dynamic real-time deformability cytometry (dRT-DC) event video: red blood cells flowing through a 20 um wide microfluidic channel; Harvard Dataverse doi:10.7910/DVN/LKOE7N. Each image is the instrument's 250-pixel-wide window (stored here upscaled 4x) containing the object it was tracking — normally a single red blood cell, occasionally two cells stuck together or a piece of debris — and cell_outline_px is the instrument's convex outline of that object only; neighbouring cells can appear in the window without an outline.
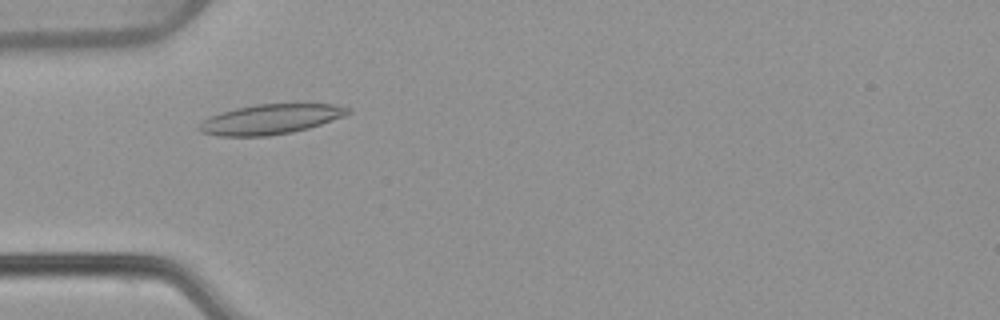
{"species": "common noctule bat (a hibernating species)", "species_latin": "Nyctalus noctula", "temperature_condition": "warm", "stored_images_in_passage": 49, "camera_frame_rate_fps": 3000, "um_per_image_px": 0.085, "animal": {"sex": "female", "body_mass_g": 22.7, "forearm_length_mm": 54.2}, "frame": {"image": 1, "passage_image": 13, "time_ms": 4.0, "image_size_px": [1000, 320], "cell_outline_px": [[352, 112], [344, 116], [308, 128], [292, 132], [268, 136], [216, 136], [200, 132], [196, 128], [204, 120], [212, 116], [236, 108], [256, 104], [332, 104], [352, 108]], "centroid_in_image_um": [23.01, 10.14], "position_along_channel_um": 62.0, "area_um2": 25.78}}
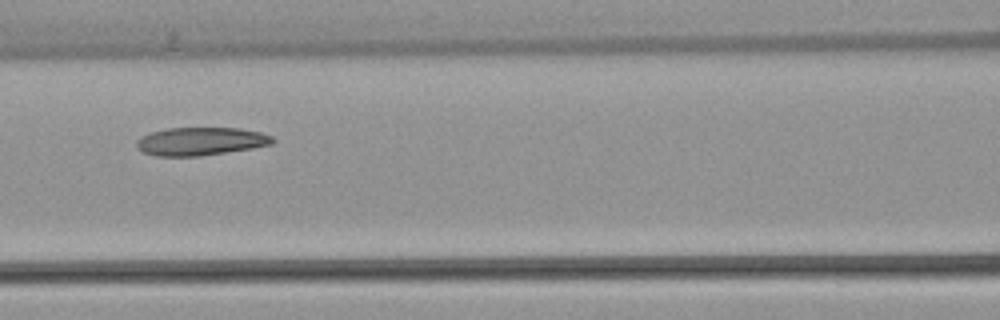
{"frame": {"image": 2, "passage_image": 20, "time_ms": 6.333, "image_size_px": [1000, 320], "cell_outline_px": [[276, 140], [272, 144], [252, 148], [200, 156], [156, 156], [144, 152], [136, 148], [136, 140], [152, 132], [168, 128], [240, 128], [260, 132], [272, 136]], "centroid_in_image_um": [17.07, 12.01], "position_along_channel_um": 149.5, "area_um2": 22.2}}
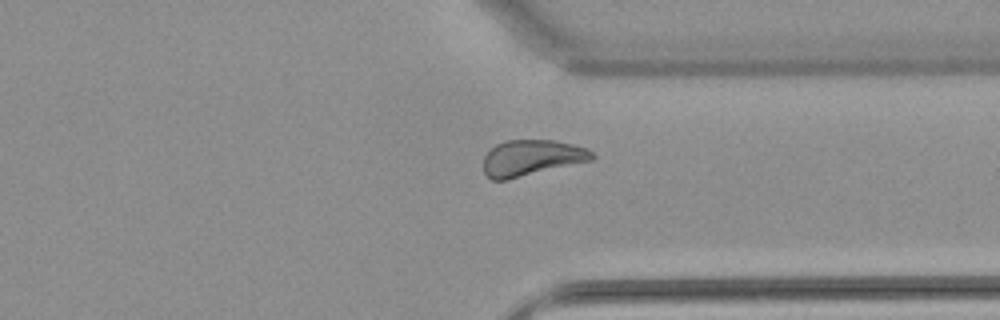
{"frame": {"image": 3, "passage_image": 37, "time_ms": 12.0, "image_size_px": [1000, 320], "cell_outline_px": [[596, 156], [592, 160], [508, 180], [492, 180], [484, 172], [484, 156], [496, 144], [508, 140], [552, 140], [572, 144], [584, 148], [592, 152]], "centroid_in_image_um": [45.17, 13.42], "position_along_channel_um": 366.2, "area_um2": 22.6}, "authors_computed_cell_mechanics": {"area_um2": 23.5246, "velocity_mm_per_s": 3.8324, "shape_relaxation_time_tau1_ms": 9.0275, "shape_relaxation_time_tau2_ms": 5.0054, "deformation_change_tau1": 0.1776, "deformation_change_tau2": 0.1029}}